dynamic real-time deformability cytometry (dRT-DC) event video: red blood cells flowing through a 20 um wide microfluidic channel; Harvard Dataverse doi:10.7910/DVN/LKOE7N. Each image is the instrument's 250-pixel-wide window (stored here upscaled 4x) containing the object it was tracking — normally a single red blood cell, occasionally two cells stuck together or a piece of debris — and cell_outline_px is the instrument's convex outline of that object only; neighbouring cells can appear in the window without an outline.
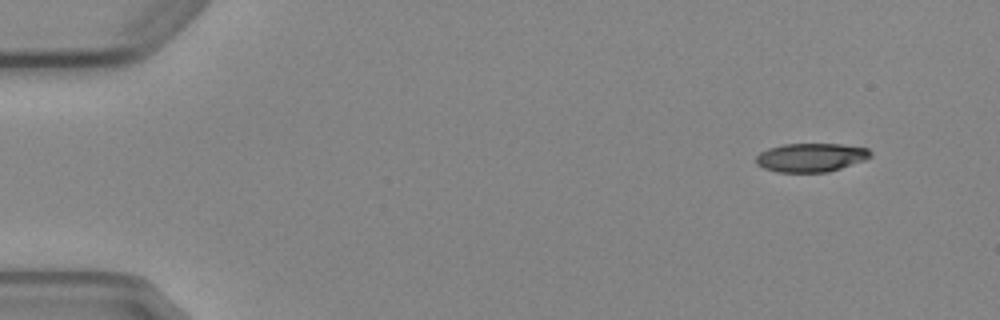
{"species": "Egyptian fruit bat (a non-hibernating species)", "species_latin": "Rousettus aegyptiacus", "temperature_condition": "cold", "stored_images_in_passage": 4, "camera_frame_rate_fps": 3000, "um_per_image_px": 0.085, "animal": {"sex": "female"}, "frame": {"image": 1, "passage_image": 1, "time_ms": 0.0, "image_size_px": [1000, 320], "cell_outline_px": [[872, 156], [864, 160], [828, 172], [776, 172], [764, 168], [756, 164], [756, 156], [760, 152], [768, 148], [784, 144], [840, 144], [868, 148], [872, 152]], "centroid_in_image_um": [68.92, 13.38], "position_along_channel_um": 16.1, "area_um2": 19.13}}
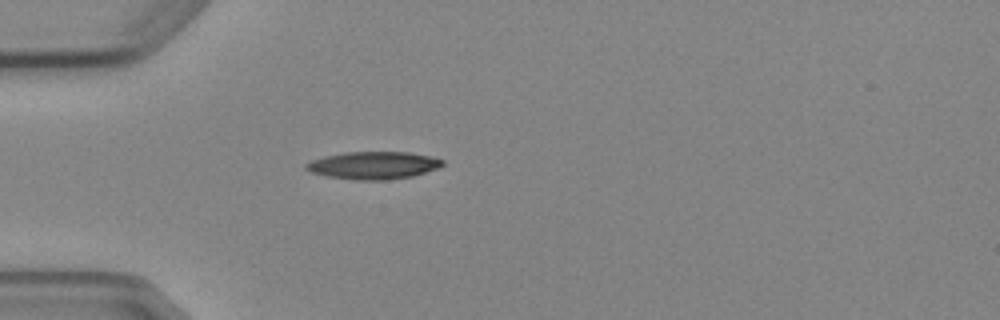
{"frame": {"image": 2, "passage_image": 4, "time_ms": 3.667, "image_size_px": [1000, 320], "cell_outline_px": [[444, 164], [440, 168], [412, 176], [388, 180], [356, 180], [328, 176], [312, 172], [304, 168], [304, 164], [312, 160], [324, 156], [344, 152], [408, 152], [432, 156], [444, 160]], "centroid_in_image_um": [31.77, 14.05], "position_along_channel_um": 53.2, "area_um2": 22.02}}